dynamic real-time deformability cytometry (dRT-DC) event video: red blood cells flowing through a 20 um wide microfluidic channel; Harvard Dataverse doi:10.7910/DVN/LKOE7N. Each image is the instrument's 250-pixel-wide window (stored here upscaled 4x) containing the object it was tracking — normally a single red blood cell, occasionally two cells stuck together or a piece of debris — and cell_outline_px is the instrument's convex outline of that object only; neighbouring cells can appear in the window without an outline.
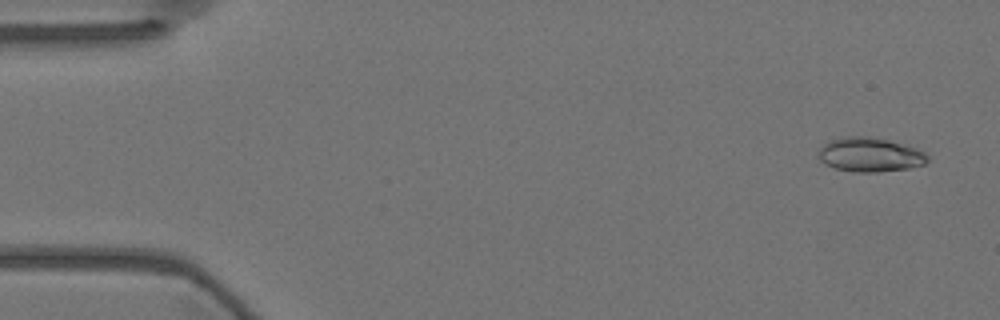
{"species": "Egyptian fruit bat (a non-hibernating species)", "species_latin": "Rousettus aegyptiacus", "temperature_condition": "warm", "stored_images_in_passage": 56, "camera_frame_rate_fps": 3000, "um_per_image_px": 0.085, "animal": {"sex": "female"}, "frame": {"image": 1, "passage_image": 3, "time_ms": 0.667, "image_size_px": [1000, 320], "cell_outline_px": [[928, 160], [924, 164], [908, 168], [880, 172], [852, 172], [836, 168], [824, 164], [816, 156], [820, 148], [828, 140], [848, 136], [868, 136], [888, 140], [904, 144], [916, 148], [924, 152], [928, 156]], "centroid_in_image_um": [73.91, 13.15], "position_along_channel_um": 11.1, "area_um2": 21.91}}
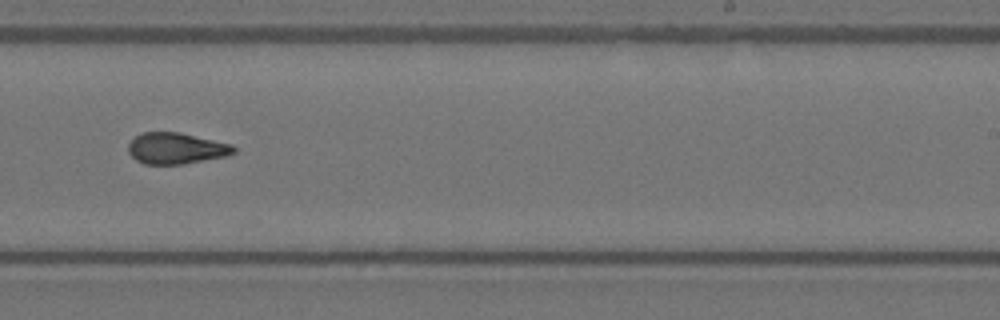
{"frame": {"image": 2, "passage_image": 35, "time_ms": 11.333, "image_size_px": [1000, 320], "cell_outline_px": [[236, 152], [224, 156], [184, 164], [144, 164], [136, 160], [128, 152], [128, 144], [140, 132], [180, 132], [232, 144], [236, 148]], "centroid_in_image_um": [14.96, 12.6], "position_along_channel_um": 274.0, "area_um2": 19.19}}
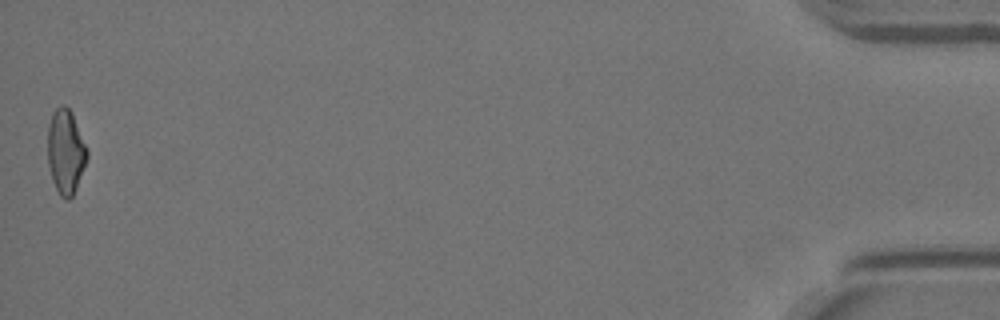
{"frame": {"image": 3, "passage_image": 56, "time_ms": 18.333, "image_size_px": [1000, 320], "cell_outline_px": [[88, 156], [76, 188], [72, 196], [68, 200], [64, 200], [60, 196], [52, 180], [48, 164], [48, 124], [52, 112], [60, 104], [64, 104], [72, 112], [88, 152]], "centroid_in_image_um": [5.56, 12.87], "position_along_channel_um": 429.6, "area_um2": 19.36}, "authors_computed_cell_mechanics": {"area_um2": 19.6809, "velocity_mm_per_s": 3.6072, "shape_relaxation_time_tau1_ms": 8.6116, "shape_relaxation_time_tau2_ms": 2.4431, "deformation_change_tau1": 0.1986, "deformation_change_tau2": 0.0977}}